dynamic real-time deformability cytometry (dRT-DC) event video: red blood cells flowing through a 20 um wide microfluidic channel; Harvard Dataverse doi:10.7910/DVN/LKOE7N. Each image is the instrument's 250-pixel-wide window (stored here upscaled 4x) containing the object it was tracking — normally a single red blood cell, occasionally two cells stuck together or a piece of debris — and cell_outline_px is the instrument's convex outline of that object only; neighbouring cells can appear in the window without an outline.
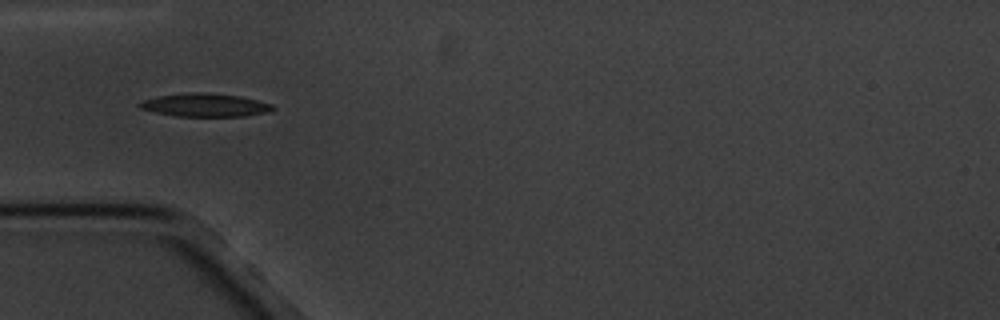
{"species": "common noctule bat (a hibernating species)", "species_latin": "Nyctalus noctula", "temperature_condition": "cold", "stored_images_in_passage": 4, "camera_frame_rate_fps": 3000, "um_per_image_px": 0.085, "animal": {"sex": "male", "body_mass_g": 20.1, "forearm_length_mm": 53.5}, "frame": {"image": 1, "passage_image": 1, "time_ms": 0.0, "image_size_px": [1000, 320], "cell_outline_px": [[276, 108], [268, 112], [244, 116], [176, 116], [156, 112], [140, 108], [136, 104], [144, 100], [156, 96], [192, 92], [200, 92], [240, 96], [272, 104]], "centroid_in_image_um": [17.42, 8.93], "position_along_channel_um": 67.6, "area_um2": 17.86}}
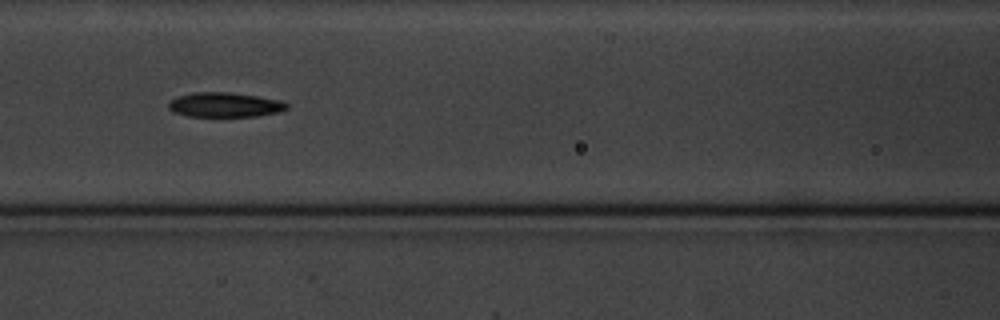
{"frame": {"image": 2, "passage_image": 3, "time_ms": 2.333, "image_size_px": [1000, 320], "cell_outline_px": [[288, 108], [280, 112], [256, 116], [188, 116], [172, 112], [168, 108], [168, 104], [176, 96], [196, 92], [232, 92], [280, 100], [288, 104]], "centroid_in_image_um": [19.1, 8.9], "position_along_channel_um": 147.5, "area_um2": 16.99}}
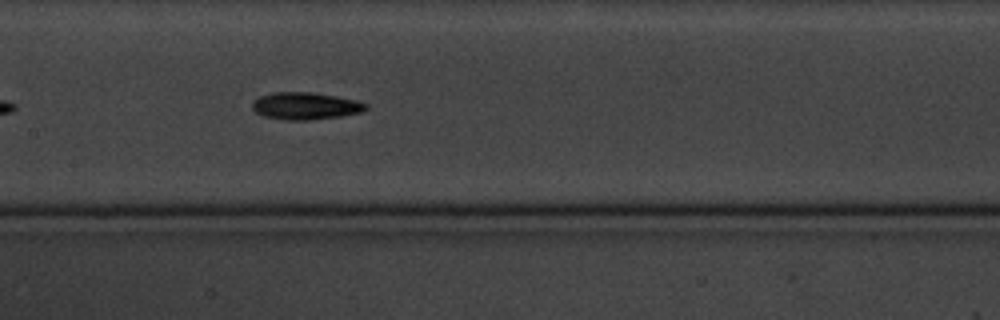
{"frame": {"image": 3, "passage_image": 4, "time_ms": 3.333, "image_size_px": [1000, 320], "cell_outline_px": [[368, 108], [364, 112], [340, 116], [308, 120], [284, 120], [264, 116], [256, 112], [252, 108], [252, 100], [260, 96], [272, 92], [312, 92], [336, 96], [356, 100], [368, 104]], "centroid_in_image_um": [25.97, 9.0], "position_along_channel_um": 181.4, "area_um2": 18.15}}